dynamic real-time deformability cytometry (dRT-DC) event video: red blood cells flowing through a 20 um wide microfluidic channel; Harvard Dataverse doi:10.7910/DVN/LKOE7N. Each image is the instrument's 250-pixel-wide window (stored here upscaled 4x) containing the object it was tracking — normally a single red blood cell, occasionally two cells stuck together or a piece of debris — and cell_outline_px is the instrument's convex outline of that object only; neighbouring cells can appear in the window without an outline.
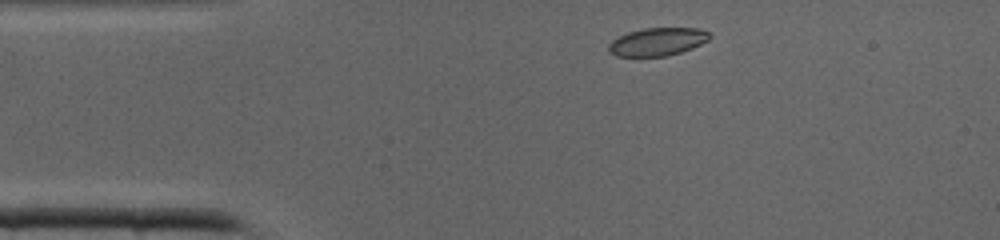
{"species": "common noctule bat (a hibernating species)", "species_latin": "Nyctalus noctula", "temperature_condition": "cold", "stored_images_in_passage": 35, "camera_frame_rate_fps": 3000, "um_per_image_px": 0.085, "animal": {"sex": "male", "body_mass_g": 19.0, "forearm_length_mm": 50.8}, "frame": {"image": 1, "passage_image": 2, "time_ms": 0.333, "image_size_px": [1000, 240], "cell_outline_px": [[712, 36], [708, 40], [692, 48], [668, 56], [616, 56], [608, 52], [608, 44], [612, 40], [628, 32], [644, 28], [700, 28], [708, 32]], "centroid_in_image_um": [55.88, 3.55], "position_along_channel_um": 29.1, "area_um2": 16.47}}
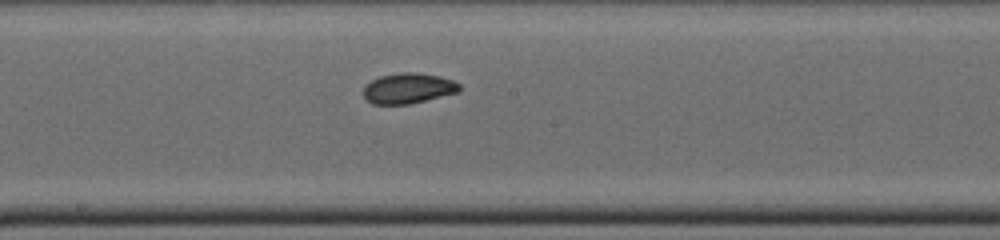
{"frame": {"image": 2, "passage_image": 16, "time_ms": 5.0, "image_size_px": [1000, 240], "cell_outline_px": [[460, 88], [456, 92], [408, 104], [372, 104], [364, 96], [364, 88], [372, 80], [380, 76], [400, 72], [416, 72], [440, 76], [452, 80], [460, 84]], "centroid_in_image_um": [34.68, 7.49], "position_along_channel_um": 213.5, "area_um2": 16.7}}
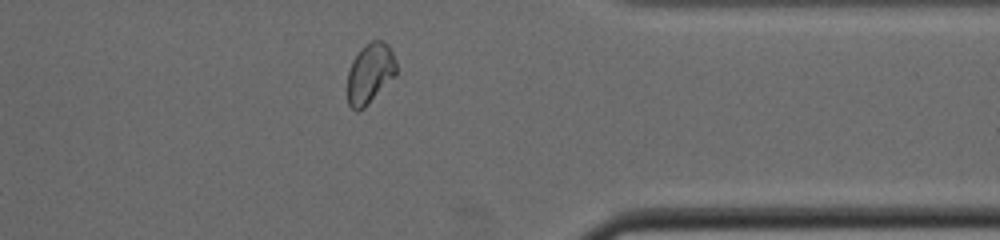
{"frame": {"image": 3, "passage_image": 27, "time_ms": 8.667, "image_size_px": [1000, 240], "cell_outline_px": [[396, 76], [364, 108], [356, 112], [348, 104], [348, 68], [352, 60], [360, 48], [364, 44], [372, 40], [384, 40], [388, 44], [392, 52], [396, 64]], "centroid_in_image_um": [31.44, 6.22], "position_along_channel_um": 380.0, "area_um2": 17.4}}